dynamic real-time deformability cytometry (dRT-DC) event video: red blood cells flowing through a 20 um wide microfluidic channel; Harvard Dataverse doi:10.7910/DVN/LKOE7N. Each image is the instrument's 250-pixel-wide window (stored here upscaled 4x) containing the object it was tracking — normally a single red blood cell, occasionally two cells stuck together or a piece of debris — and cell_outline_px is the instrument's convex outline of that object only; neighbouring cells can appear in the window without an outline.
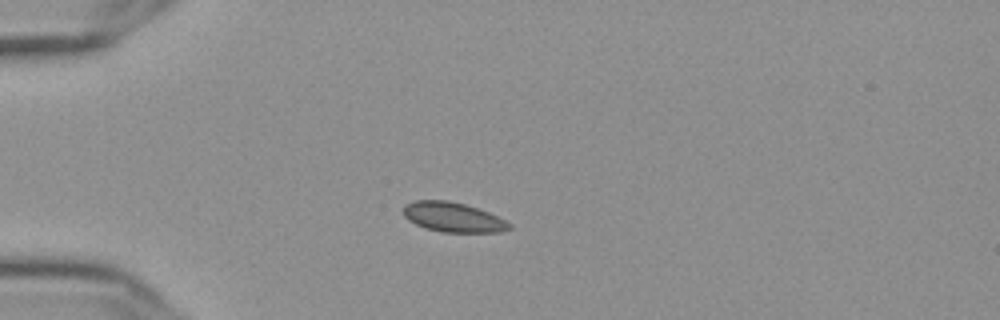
{"species": "Egyptian fruit bat (a non-hibernating species)", "species_latin": "Rousettus aegyptiacus", "temperature_condition": "cold", "stored_images_in_passage": 42, "camera_frame_rate_fps": 3000, "um_per_image_px": 0.085, "frame": {"image": 1, "passage_image": 1, "time_ms": 0.0, "image_size_px": [1000, 320], "cell_outline_px": [[512, 228], [500, 232], [440, 232], [424, 228], [408, 220], [404, 216], [404, 204], [416, 200], [448, 200], [464, 204], [488, 212], [512, 224]], "centroid_in_image_um": [38.49, 18.46], "position_along_channel_um": 46.5, "area_um2": 18.32}}
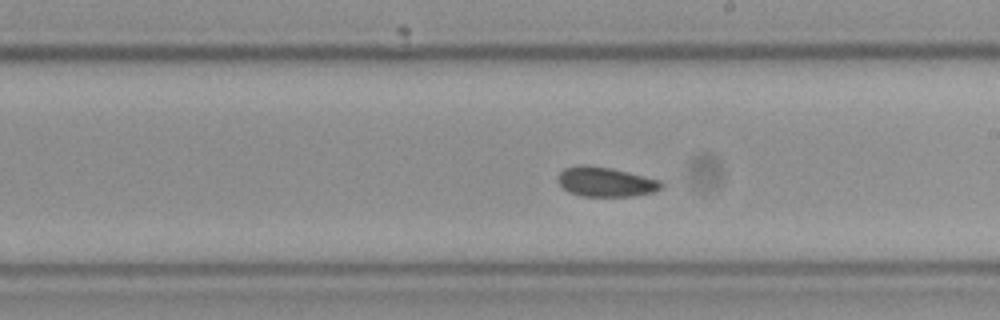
{"frame": {"image": 2, "passage_image": 19, "time_ms": 6.0, "image_size_px": [1000, 320], "cell_outline_px": [[664, 188], [652, 192], [632, 196], [580, 196], [568, 192], [556, 180], [560, 172], [564, 168], [580, 164], [608, 168], [628, 172], [660, 180], [664, 184]], "centroid_in_image_um": [51.47, 15.46], "position_along_channel_um": 237.5, "area_um2": 17.8}}
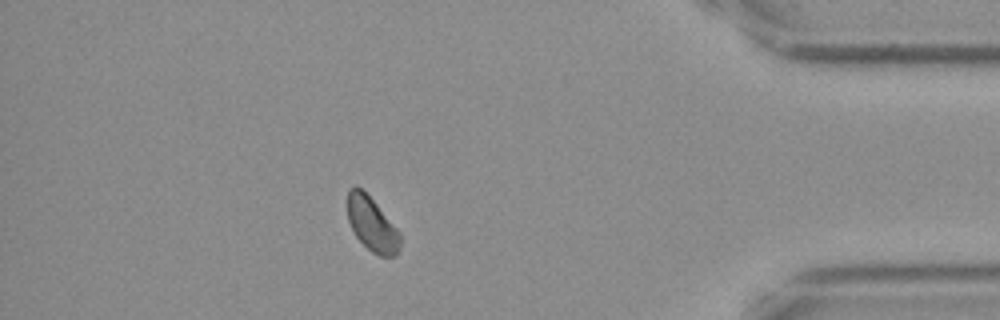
{"frame": {"image": 3, "passage_image": 36, "time_ms": 11.667, "image_size_px": [1000, 320], "cell_outline_px": [[400, 248], [392, 256], [380, 256], [372, 252], [356, 236], [348, 220], [348, 188], [356, 184], [376, 204], [400, 232]], "centroid_in_image_um": [31.6, 19.04], "position_along_channel_um": 403.6, "area_um2": 16.24}, "authors_computed_cell_mechanics": {"area_um2": 17.8024, "velocity_mm_per_s": 3.5794, "shape_relaxation_time_tau1_ms": null, "shape_relaxation_time_tau2_ms": 2.6704, "deformation_change_tau1": null, "deformation_change_tau2": 0.0496}}